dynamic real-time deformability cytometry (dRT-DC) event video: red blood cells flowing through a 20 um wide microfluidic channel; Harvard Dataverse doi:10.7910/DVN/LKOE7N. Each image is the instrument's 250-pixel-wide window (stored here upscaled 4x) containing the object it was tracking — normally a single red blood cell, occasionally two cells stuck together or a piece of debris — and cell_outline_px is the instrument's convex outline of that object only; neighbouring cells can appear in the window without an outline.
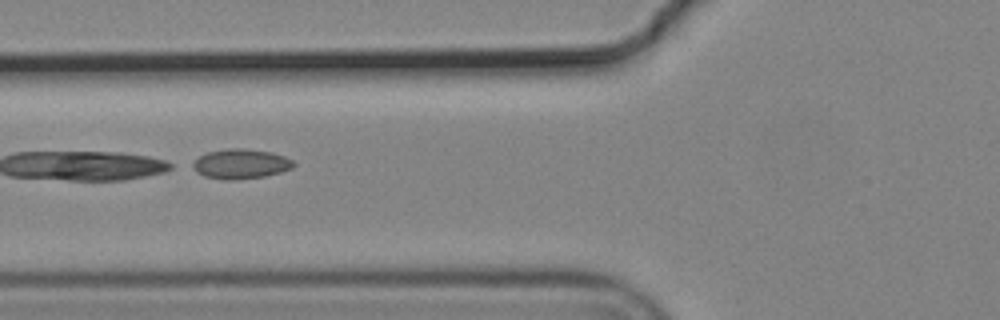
{"species": "common noctule bat (a hibernating species)", "species_latin": "Nyctalus noctula", "temperature_condition": "cold", "stored_images_in_passage": 7, "camera_frame_rate_fps": 3000, "um_per_image_px": 0.085, "animal": {"sex": "male", "body_mass_g": 19.2, "forearm_length_mm": 51.8}, "frame": {"image": 1, "passage_image": 6, "time_ms": 1.667, "image_size_px": [1000, 320], "cell_outline_px": [[296, 164], [292, 168], [280, 172], [264, 176], [236, 180], [224, 180], [204, 176], [188, 168], [188, 164], [200, 156], [208, 152], [228, 148], [240, 148], [272, 152], [284, 156], [292, 160]], "centroid_in_image_um": [20.39, 13.94], "position_along_channel_um": 105.4, "area_um2": 17.74}}
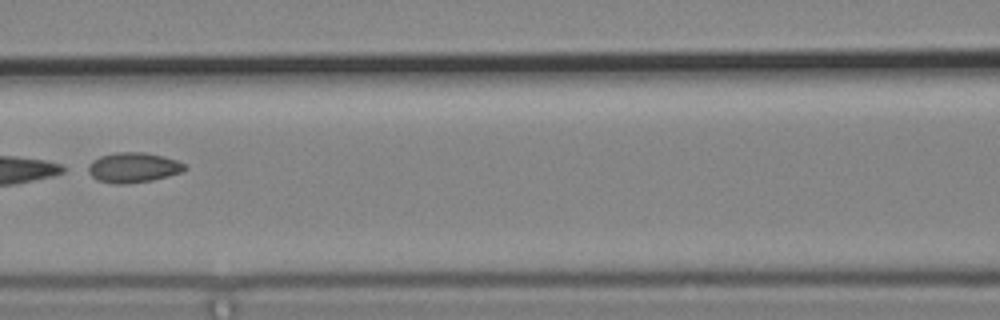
{"frame": {"image": 2, "passage_image": 7, "time_ms": 2.0, "image_size_px": [1000, 320], "cell_outline_px": [[188, 168], [180, 172], [168, 176], [152, 180], [128, 184], [112, 184], [96, 180], [88, 172], [88, 164], [92, 160], [100, 156], [116, 152], [144, 152], [164, 156], [176, 160], [184, 164]], "centroid_in_image_um": [11.3, 14.24], "position_along_channel_um": 155.3, "area_um2": 17.05}}